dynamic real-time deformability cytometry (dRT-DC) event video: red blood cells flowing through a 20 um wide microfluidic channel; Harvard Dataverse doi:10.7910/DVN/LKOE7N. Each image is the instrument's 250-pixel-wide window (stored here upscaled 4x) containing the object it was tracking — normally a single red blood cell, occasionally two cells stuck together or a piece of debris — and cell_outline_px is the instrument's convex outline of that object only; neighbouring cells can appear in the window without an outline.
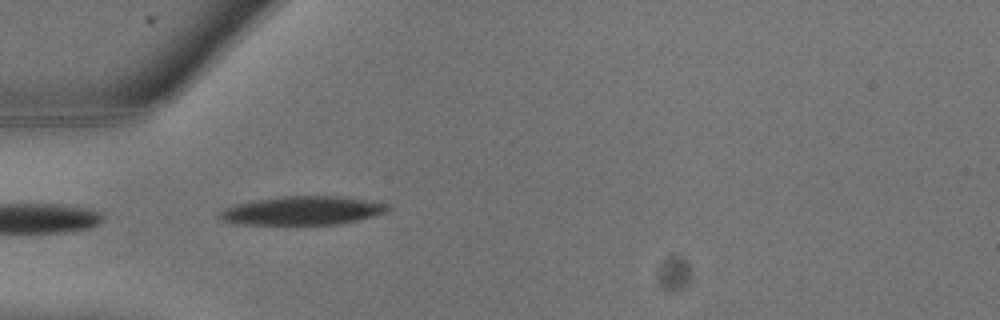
{"species": "common noctule bat (a hibernating species)", "species_latin": "Nyctalus noctula", "temperature_condition": "warm", "stored_images_in_passage": 4, "camera_frame_rate_fps": 3000, "um_per_image_px": 0.085, "animal": {"sex": "male", "body_mass_g": 13.3}, "frame": {"image": 1, "passage_image": 4, "time_ms": 1.0, "image_size_px": [1000, 320], "cell_outline_px": [[392, 208], [388, 212], [340, 224], [236, 224], [220, 220], [216, 216], [216, 212], [224, 208], [236, 204], [256, 200], [280, 196], [340, 196], [372, 200], [388, 204]], "centroid_in_image_um": [25.69, 17.89], "position_along_channel_um": 59.3, "area_um2": 28.38}}